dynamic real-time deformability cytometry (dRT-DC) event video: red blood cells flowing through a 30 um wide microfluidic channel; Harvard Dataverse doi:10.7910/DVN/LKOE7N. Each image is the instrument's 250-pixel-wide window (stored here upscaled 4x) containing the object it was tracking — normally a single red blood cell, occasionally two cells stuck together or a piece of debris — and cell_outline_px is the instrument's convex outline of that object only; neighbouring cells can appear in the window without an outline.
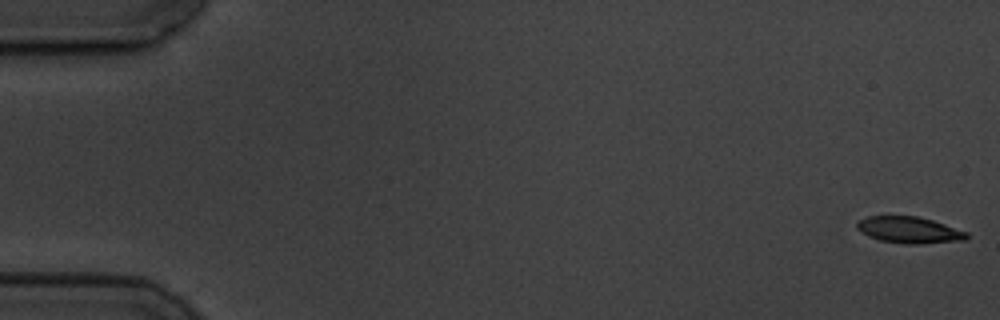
{"species": "common noctule bat (a hibernating species)", "species_latin": "Nyctalus noctula", "temperature_condition": "cold", "stored_images_in_passage": 7, "camera_frame_rate_fps": 3000, "um_per_image_px": 0.085, "animal": {"sex": "male", "body_mass_g": 19.5, "forearm_length_mm": 54.6}, "frame": {"image": 1, "passage_image": 1, "time_ms": 0.0, "image_size_px": [1000, 320], "cell_outline_px": [[968, 240], [916, 244], [904, 244], [880, 240], [868, 236], [860, 232], [856, 228], [856, 224], [860, 220], [868, 216], [916, 216], [932, 220], [968, 232]], "centroid_in_image_um": [77.28, 19.55], "position_along_channel_um": 7.7, "area_um2": 16.94}}
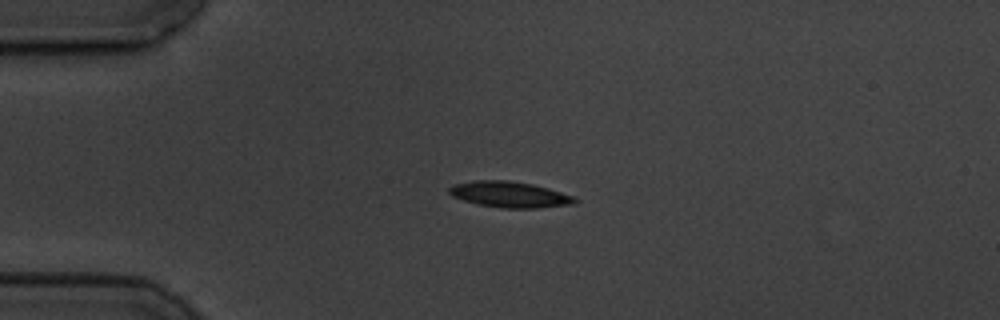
{"frame": {"image": 2, "passage_image": 5, "time_ms": 4.333, "image_size_px": [1000, 320], "cell_outline_px": [[580, 200], [572, 204], [536, 208], [500, 208], [480, 204], [464, 200], [452, 196], [448, 192], [448, 188], [452, 184], [472, 180], [508, 180], [532, 184], [548, 188], [572, 196]], "centroid_in_image_um": [43.28, 16.52], "position_along_channel_um": 41.7, "area_um2": 18.96}}
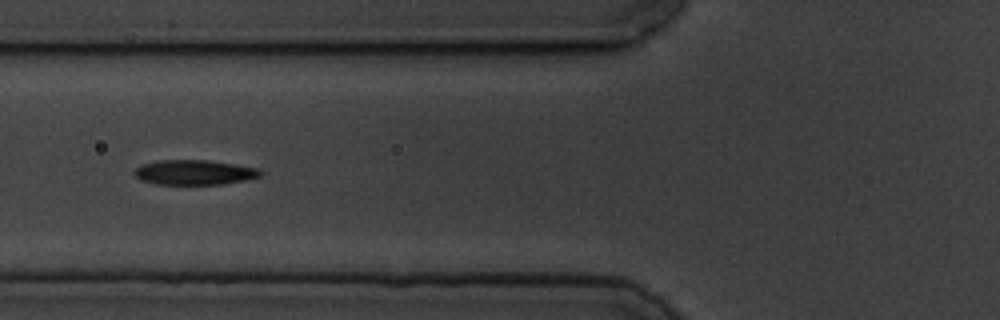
{"frame": {"image": 3, "passage_image": 7, "time_ms": 7.0, "image_size_px": [1000, 320], "cell_outline_px": [[264, 172], [260, 176], [244, 180], [224, 184], [156, 184], [140, 180], [132, 172], [140, 164], [160, 160], [208, 160], [236, 164], [260, 168]], "centroid_in_image_um": [16.52, 14.64], "position_along_channel_um": 109.3, "area_um2": 18.44}}